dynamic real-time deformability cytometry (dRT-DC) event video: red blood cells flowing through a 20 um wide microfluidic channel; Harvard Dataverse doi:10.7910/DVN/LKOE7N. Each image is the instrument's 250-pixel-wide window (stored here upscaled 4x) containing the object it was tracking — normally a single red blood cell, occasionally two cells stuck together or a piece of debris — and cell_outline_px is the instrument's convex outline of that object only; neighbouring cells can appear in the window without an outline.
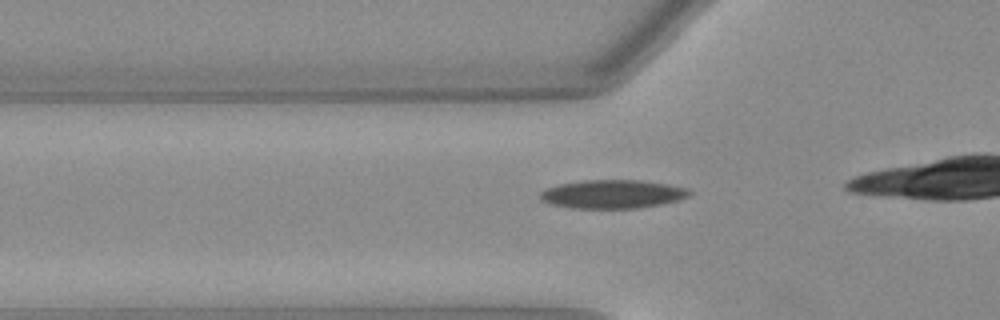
{"species": "Egyptian fruit bat (a non-hibernating species)", "species_latin": "Rousettus aegyptiacus", "temperature_condition": "warm", "stored_images_in_passage": 28, "camera_frame_rate_fps": 3000, "um_per_image_px": 0.085, "animal": {"sex": "female"}, "frame": {"image": 1, "passage_image": 3, "time_ms": 0.667, "image_size_px": [1000, 320], "cell_outline_px": [[692, 192], [688, 196], [676, 200], [660, 204], [636, 208], [572, 208], [548, 204], [540, 200], [540, 192], [544, 188], [556, 184], [580, 180], [640, 180], [668, 184], [688, 188]], "centroid_in_image_um": [51.99, 16.49], "position_along_channel_um": 73.8, "area_um2": 25.03}}
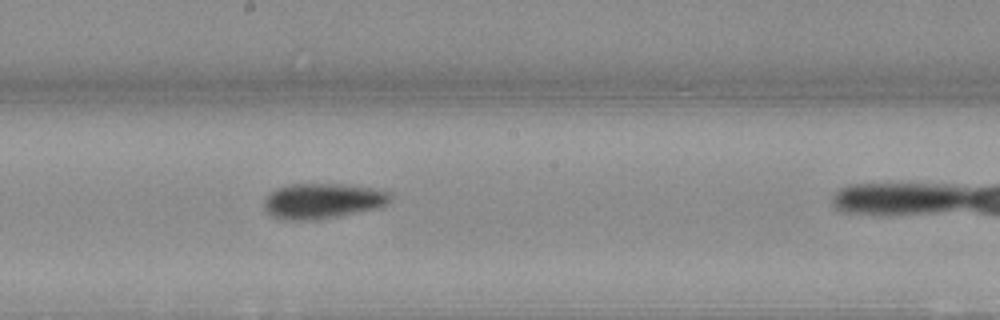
{"frame": {"image": 2, "passage_image": 14, "time_ms": 4.333, "image_size_px": [1000, 320], "cell_outline_px": [[392, 200], [388, 204], [372, 208], [336, 216], [296, 220], [288, 220], [272, 216], [264, 208], [264, 200], [268, 192], [276, 188], [288, 184], [356, 184], [384, 188], [392, 192]], "centroid_in_image_um": [27.47, 17.02], "position_along_channel_um": 220.7, "area_um2": 26.18}}
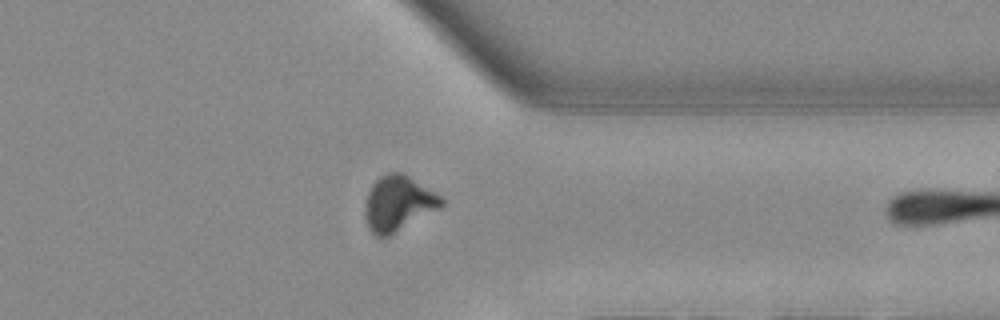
{"frame": {"image": 3, "passage_image": 26, "time_ms": 8.333, "image_size_px": [1000, 320], "cell_outline_px": [[444, 204], [440, 208], [388, 236], [376, 236], [368, 228], [364, 216], [364, 208], [368, 192], [372, 184], [380, 176], [388, 172], [400, 172], [408, 176], [440, 196], [444, 200]], "centroid_in_image_um": [33.81, 17.29], "position_along_channel_um": 377.6, "area_um2": 24.28}}